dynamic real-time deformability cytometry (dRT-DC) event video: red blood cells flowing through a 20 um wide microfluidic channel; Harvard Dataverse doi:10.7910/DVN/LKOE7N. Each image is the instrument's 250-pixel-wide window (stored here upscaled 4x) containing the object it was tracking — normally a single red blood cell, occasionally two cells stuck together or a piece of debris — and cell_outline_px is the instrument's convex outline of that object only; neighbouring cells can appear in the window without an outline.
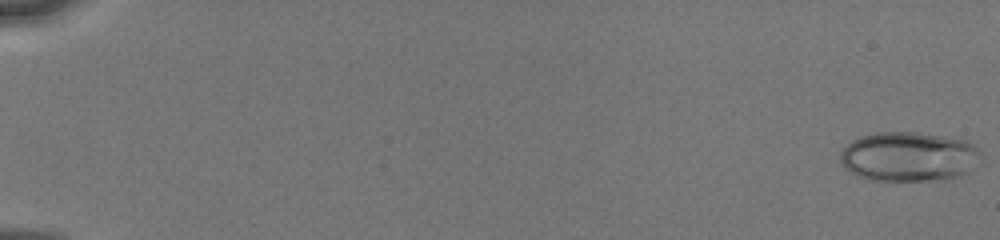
{"species": "human", "species_latin": "Homo sapiens", "temperature_condition": "cold", "stored_images_in_passage": 29, "camera_frame_rate_fps": 3000, "um_per_image_px": 0.085, "donor": {"sex": "male"}, "frame": {"image": 1, "passage_image": 1, "time_ms": 0.0, "image_size_px": [1000, 240], "cell_outline_px": [[980, 156], [964, 172], [956, 176], [924, 180], [868, 180], [856, 176], [844, 168], [840, 164], [840, 152], [852, 140], [860, 136], [876, 132], [916, 132], [964, 140], [972, 144], [980, 152]], "centroid_in_image_um": [77.11, 13.3], "position_along_channel_um": 7.9, "area_um2": 39.94}}
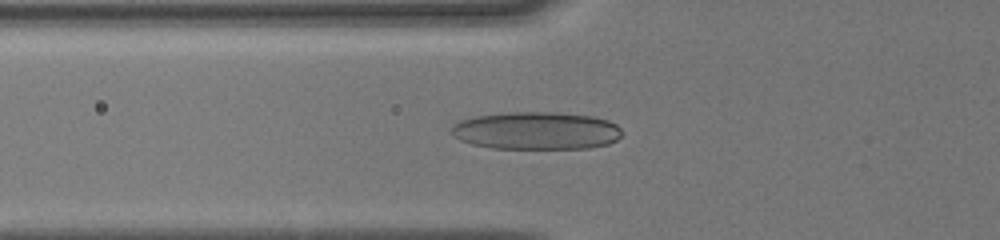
{"frame": {"image": 2, "passage_image": 25, "time_ms": 6.667, "image_size_px": [1000, 240], "cell_outline_px": [[624, 132], [616, 140], [608, 144], [588, 148], [492, 148], [472, 144], [460, 140], [452, 136], [452, 124], [460, 120], [476, 116], [504, 112], [560, 112], [592, 116], [608, 120], [616, 124]], "centroid_in_image_um": [45.59, 11.1], "position_along_channel_um": 80.2, "area_um2": 37.69}}